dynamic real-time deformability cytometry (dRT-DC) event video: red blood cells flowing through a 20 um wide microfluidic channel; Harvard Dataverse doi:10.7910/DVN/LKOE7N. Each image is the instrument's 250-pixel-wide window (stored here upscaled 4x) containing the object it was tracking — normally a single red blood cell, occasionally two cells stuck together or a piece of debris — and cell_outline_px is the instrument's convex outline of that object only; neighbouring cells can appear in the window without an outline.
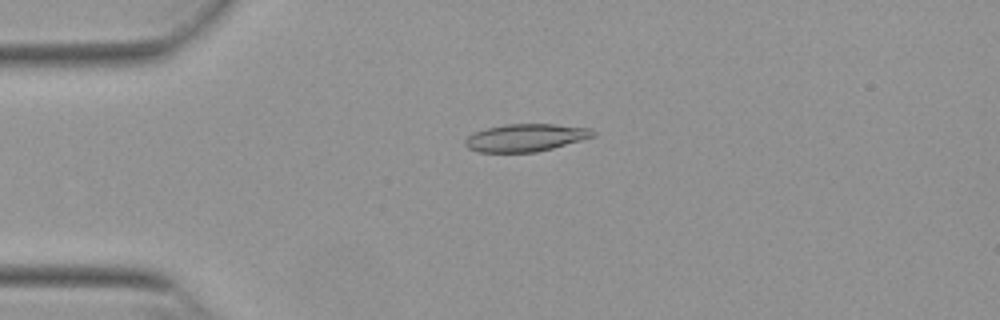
{"species": "Egyptian fruit bat (a non-hibernating species)", "species_latin": "Rousettus aegyptiacus", "temperature_condition": "warm", "stored_images_in_passage": 53, "camera_frame_rate_fps": 3000, "um_per_image_px": 0.085, "animal": {"sex": "female"}, "frame": {"image": 1, "passage_image": 13, "time_ms": 4.0, "image_size_px": [1000, 320], "cell_outline_px": [[596, 136], [552, 148], [536, 152], [476, 152], [468, 148], [464, 144], [464, 140], [472, 132], [504, 124], [556, 124], [592, 128], [596, 132]], "centroid_in_image_um": [44.68, 11.69], "position_along_channel_um": 40.3, "area_um2": 20.69}}
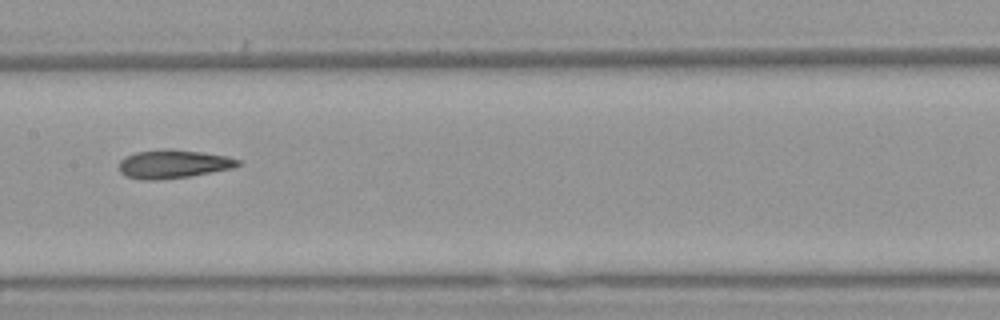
{"frame": {"image": 2, "passage_image": 27, "time_ms": 8.667, "image_size_px": [1000, 320], "cell_outline_px": [[240, 164], [232, 168], [188, 176], [156, 180], [140, 180], [128, 176], [120, 172], [120, 160], [124, 156], [136, 152], [164, 148], [168, 148], [200, 152], [228, 156], [240, 160]], "centroid_in_image_um": [14.7, 13.93], "position_along_channel_um": 192.7, "area_um2": 19.65}}
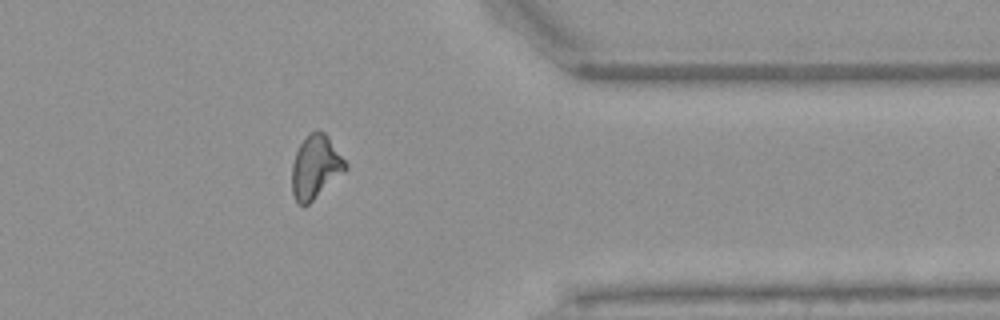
{"frame": {"image": 3, "passage_image": 43, "time_ms": 14.0, "image_size_px": [1000, 320], "cell_outline_px": [[348, 168], [344, 172], [308, 204], [300, 204], [296, 200], [292, 192], [292, 164], [296, 152], [300, 144], [312, 132], [324, 132], [328, 136], [348, 164]], "centroid_in_image_um": [26.83, 14.2], "position_along_channel_um": 384.6, "area_um2": 19.31}, "authors_computed_cell_mechanics": {"area_um2": 19.652, "velocity_mm_per_s": 3.8673, "shape_relaxation_time_tau1_ms": null, "shape_relaxation_time_tau2_ms": 3.089, "deformation_change_tau1": null, "deformation_change_tau2": 0.122}}